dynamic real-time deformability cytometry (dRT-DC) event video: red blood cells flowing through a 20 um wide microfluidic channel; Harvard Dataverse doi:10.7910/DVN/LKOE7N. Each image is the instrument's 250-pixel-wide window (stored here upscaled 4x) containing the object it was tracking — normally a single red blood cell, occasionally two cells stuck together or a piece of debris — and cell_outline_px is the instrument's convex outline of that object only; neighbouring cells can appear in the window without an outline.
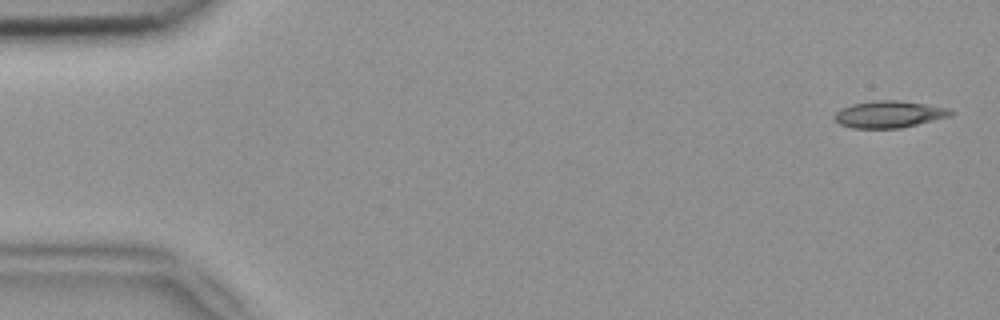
{"species": "common noctule bat (a hibernating species)", "species_latin": "Nyctalus noctula", "temperature_condition": "room temperature", "stored_images_in_passage": 5, "camera_frame_rate_fps": 3000, "um_per_image_px": 0.085, "animal": {"sex": "female", "body_mass_g": 18.4}, "frame": {"image": 1, "passage_image": 1, "time_ms": 0.0, "image_size_px": [1000, 320], "cell_outline_px": [[956, 112], [952, 116], [900, 128], [852, 128], [840, 124], [832, 116], [840, 108], [852, 104], [876, 100], [896, 100], [924, 104], [948, 108]], "centroid_in_image_um": [75.57, 9.71], "position_along_channel_um": 9.4, "area_um2": 18.21}}